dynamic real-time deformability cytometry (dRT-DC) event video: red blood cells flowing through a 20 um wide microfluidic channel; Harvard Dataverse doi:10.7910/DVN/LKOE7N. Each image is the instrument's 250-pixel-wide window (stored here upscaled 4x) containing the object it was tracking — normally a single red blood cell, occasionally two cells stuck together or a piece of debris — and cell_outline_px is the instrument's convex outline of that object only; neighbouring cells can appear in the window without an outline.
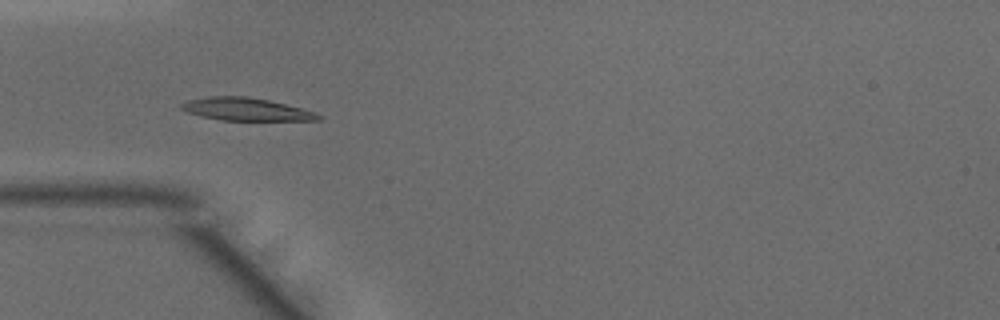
{"species": "common noctule bat (a hibernating species)", "species_latin": "Nyctalus noctula", "temperature_condition": "warm", "stored_images_in_passage": 49, "camera_frame_rate_fps": 3000, "um_per_image_px": 0.085, "animal": {"sex": "male", "body_mass_g": 15.6}, "frame": {"image": 1, "passage_image": 15, "time_ms": 4.667, "image_size_px": [1000, 320], "cell_outline_px": [[320, 120], [220, 120], [188, 112], [180, 108], [180, 104], [188, 100], [208, 96], [248, 96], [268, 100], [316, 112], [320, 116]], "centroid_in_image_um": [20.89, 9.28], "position_along_channel_um": 64.1, "area_um2": 17.86}}
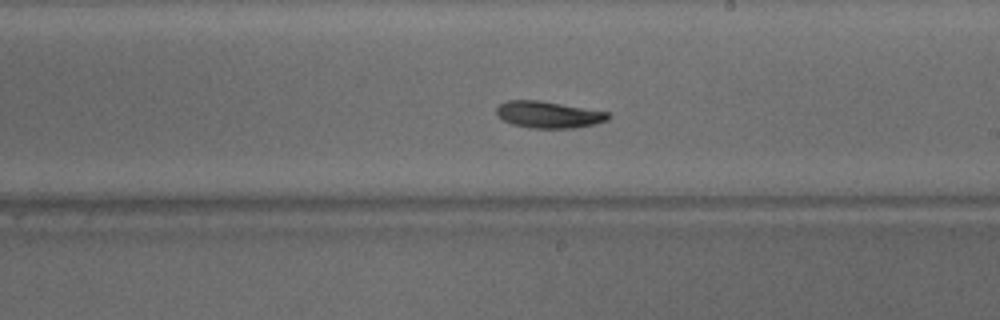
{"frame": {"image": 2, "passage_image": 28, "time_ms": 9.0, "image_size_px": [1000, 320], "cell_outline_px": [[612, 116], [608, 120], [576, 128], [532, 128], [512, 124], [496, 116], [496, 108], [500, 104], [508, 100], [540, 100], [608, 112]], "centroid_in_image_um": [46.61, 9.74], "position_along_channel_um": 242.4, "area_um2": 17.4}}
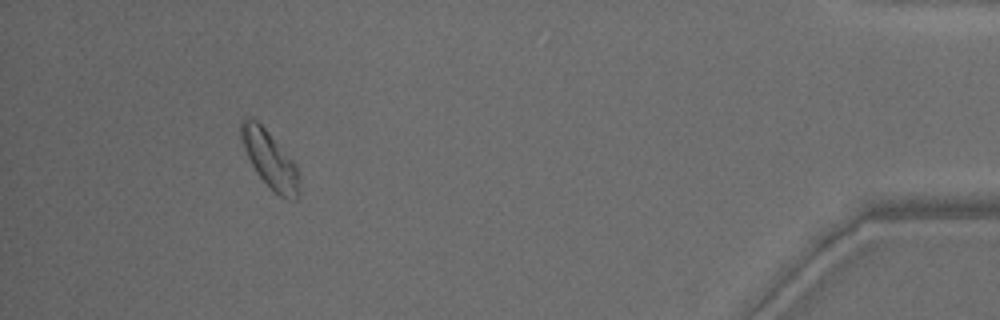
{"frame": {"image": 3, "passage_image": 45, "time_ms": 14.667, "image_size_px": [1000, 320], "cell_outline_px": [[296, 200], [288, 200], [280, 196], [256, 172], [240, 140], [240, 120], [244, 116], [256, 120], [264, 128], [296, 164]], "centroid_in_image_um": [22.85, 13.48], "position_along_channel_um": 412.3, "area_um2": 18.38}, "authors_computed_cell_mechanics": {"area_um2": 17.7446, "velocity_mm_per_s": 4.1243, "shape_relaxation_time_tau1_ms": 2.6409, "shape_relaxation_time_tau2_ms": null, "deformation_change_tau1": 0.096, "deformation_change_tau2": null}}